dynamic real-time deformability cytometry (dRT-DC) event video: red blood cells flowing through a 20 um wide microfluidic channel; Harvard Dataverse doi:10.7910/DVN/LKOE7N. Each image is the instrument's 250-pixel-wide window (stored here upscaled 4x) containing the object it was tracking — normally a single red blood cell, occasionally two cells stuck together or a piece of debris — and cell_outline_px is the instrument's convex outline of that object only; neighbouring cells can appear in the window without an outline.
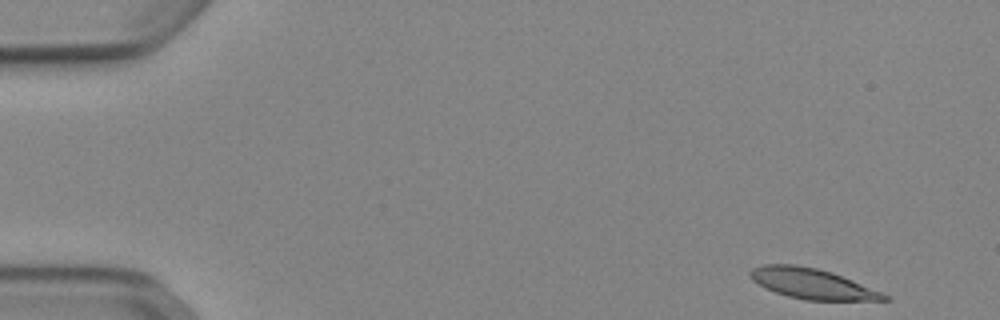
{"species": "Egyptian fruit bat (a non-hibernating species)", "species_latin": "Rousettus aegyptiacus", "temperature_condition": "cold", "stored_images_in_passage": 49, "camera_frame_rate_fps": 3000, "um_per_image_px": 0.085, "animal": {"sex": "female"}, "frame": {"image": 1, "passage_image": 1, "time_ms": 0.0, "image_size_px": [1000, 320], "cell_outline_px": [[892, 300], [804, 300], [788, 296], [764, 288], [752, 280], [748, 276], [748, 272], [752, 268], [764, 264], [796, 264], [816, 268], [832, 272], [884, 292]], "centroid_in_image_um": [69.02, 24.1], "position_along_channel_um": 16.0, "area_um2": 23.87}}
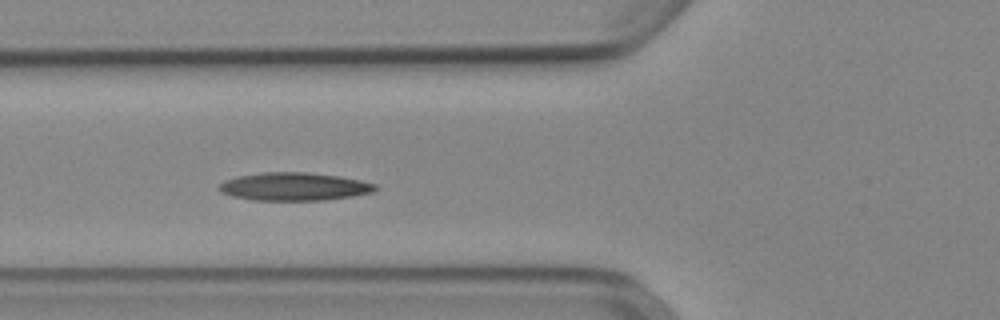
{"frame": {"image": 2, "passage_image": 17, "time_ms": 5.333, "image_size_px": [1000, 320], "cell_outline_px": [[380, 188], [372, 192], [352, 196], [324, 200], [252, 200], [232, 196], [220, 192], [220, 184], [224, 180], [236, 176], [260, 172], [308, 172], [340, 176], [360, 180], [376, 184]], "centroid_in_image_um": [25.01, 15.85], "position_along_channel_um": 100.8, "area_um2": 25.66}}
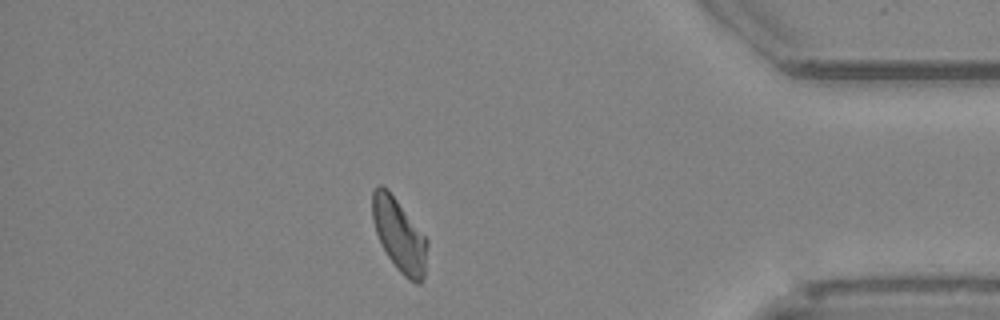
{"frame": {"image": 3, "passage_image": 43, "time_ms": 14.0, "image_size_px": [1000, 320], "cell_outline_px": [[428, 244], [424, 276], [420, 284], [416, 284], [408, 280], [396, 268], [388, 256], [376, 232], [372, 220], [372, 192], [376, 184], [380, 184], [388, 188], [428, 240]], "centroid_in_image_um": [33.93, 19.97], "position_along_channel_um": 401.3, "area_um2": 23.35}, "authors_computed_cell_mechanics": {"area_um2": 24.0448, "velocity_mm_per_s": 3.8585, "shape_relaxation_time_tau1_ms": 11.1136, "shape_relaxation_time_tau2_ms": 6.0854, "deformation_change_tau1": 0.2466, "deformation_change_tau2": 0.1027}}